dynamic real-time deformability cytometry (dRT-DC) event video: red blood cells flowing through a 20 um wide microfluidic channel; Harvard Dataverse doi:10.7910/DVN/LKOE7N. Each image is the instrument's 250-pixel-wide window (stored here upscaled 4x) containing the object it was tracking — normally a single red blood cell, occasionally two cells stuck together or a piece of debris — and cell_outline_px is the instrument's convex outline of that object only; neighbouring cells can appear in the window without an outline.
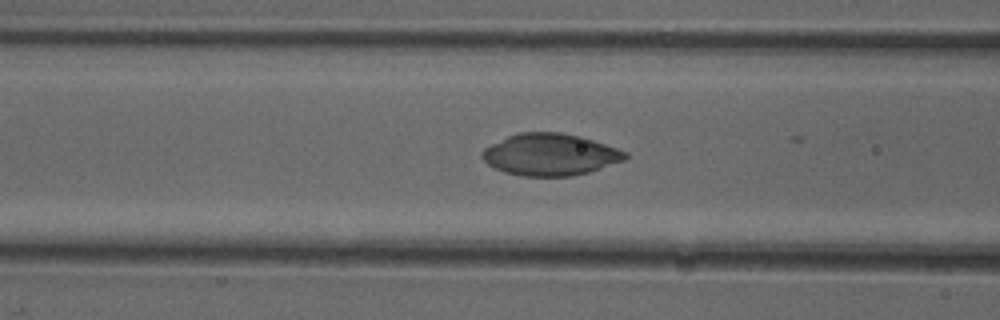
{"species": "common noctule bat (a hibernating species)", "species_latin": "Nyctalus noctula", "temperature_condition": "cold", "stored_images_in_passage": 21, "camera_frame_rate_fps": 3000, "um_per_image_px": 0.085, "animal": {"sex": "female"}, "frame": {"image": 1, "passage_image": 20, "time_ms": 6.333, "image_size_px": [1000, 320], "cell_outline_px": [[628, 156], [624, 160], [588, 172], [572, 176], [524, 176], [504, 172], [488, 164], [480, 156], [480, 152], [484, 148], [508, 136], [520, 132], [560, 132], [580, 136], [628, 152]], "centroid_in_image_um": [46.74, 13.13], "position_along_channel_um": 119.9, "area_um2": 34.68}}